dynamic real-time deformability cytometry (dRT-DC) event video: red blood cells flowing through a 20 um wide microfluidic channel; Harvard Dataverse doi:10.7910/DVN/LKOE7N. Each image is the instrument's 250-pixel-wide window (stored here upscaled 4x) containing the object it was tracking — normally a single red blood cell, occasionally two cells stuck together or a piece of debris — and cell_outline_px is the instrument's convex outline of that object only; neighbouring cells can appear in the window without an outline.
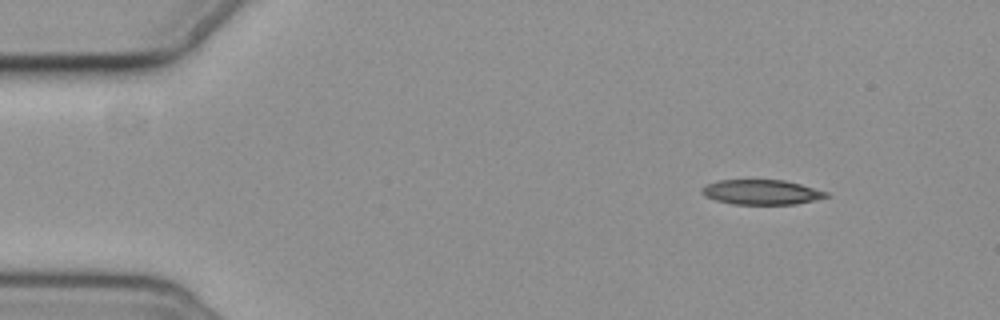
{"species": "common noctule bat (a hibernating species)", "species_latin": "Nyctalus noctula", "temperature_condition": "cold", "stored_images_in_passage": 3, "camera_frame_rate_fps": 3000, "um_per_image_px": 0.085, "animal": {"sex": "female", "body_mass_g": 19.3, "forearm_length_mm": 54.1}, "frame": {"image": 1, "passage_image": 1, "time_ms": 0.0, "image_size_px": [1000, 320], "cell_outline_px": [[832, 196], [796, 204], [732, 204], [716, 200], [704, 196], [700, 192], [700, 188], [704, 184], [720, 180], [784, 180], [800, 184], [828, 192]], "centroid_in_image_um": [64.7, 16.33], "position_along_channel_um": 20.3, "area_um2": 18.15}}
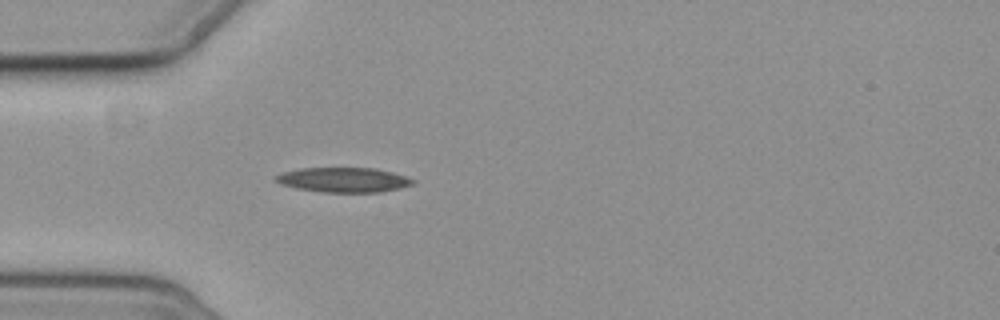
{"frame": {"image": 2, "passage_image": 3, "time_ms": 3.333, "image_size_px": [1000, 320], "cell_outline_px": [[416, 180], [412, 184], [400, 188], [380, 192], [320, 192], [296, 188], [280, 184], [272, 180], [276, 176], [284, 172], [300, 168], [376, 168], [392, 172]], "centroid_in_image_um": [29.18, 15.29], "position_along_channel_um": 55.8, "area_um2": 19.77}}